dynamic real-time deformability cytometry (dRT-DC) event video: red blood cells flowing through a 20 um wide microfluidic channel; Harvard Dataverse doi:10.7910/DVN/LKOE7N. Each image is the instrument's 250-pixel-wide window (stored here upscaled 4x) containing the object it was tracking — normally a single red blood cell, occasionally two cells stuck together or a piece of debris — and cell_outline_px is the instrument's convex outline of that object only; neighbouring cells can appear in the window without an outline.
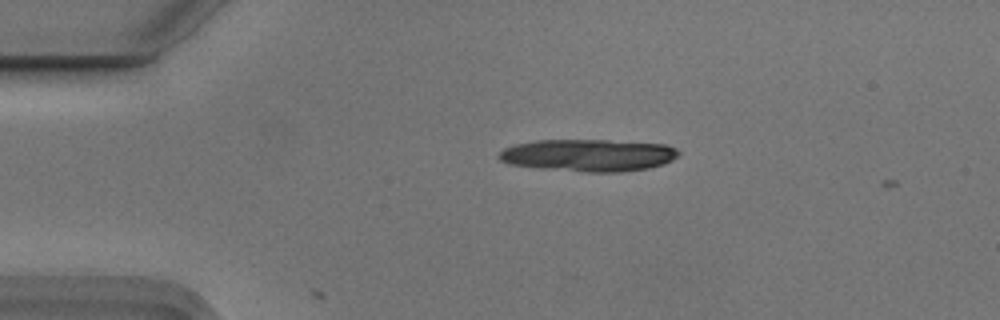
{"species": "Egyptian fruit bat (a non-hibernating species)", "species_latin": "Rousettus aegyptiacus", "temperature_condition": "cold", "stored_images_in_passage": 9, "camera_frame_rate_fps": 3000, "um_per_image_px": 0.085, "animal": {"sex": "male"}, "frame": {"image": 1, "passage_image": 4, "time_ms": 1.0, "image_size_px": [1000, 320], "cell_outline_px": [[680, 152], [672, 160], [664, 164], [648, 168], [620, 172], [588, 172], [540, 168], [508, 164], [500, 160], [496, 156], [504, 148], [516, 144], [536, 140], [608, 140], [668, 144], [676, 148]], "centroid_in_image_um": [50.02, 13.19], "position_along_channel_um": 35.0, "area_um2": 33.87}}